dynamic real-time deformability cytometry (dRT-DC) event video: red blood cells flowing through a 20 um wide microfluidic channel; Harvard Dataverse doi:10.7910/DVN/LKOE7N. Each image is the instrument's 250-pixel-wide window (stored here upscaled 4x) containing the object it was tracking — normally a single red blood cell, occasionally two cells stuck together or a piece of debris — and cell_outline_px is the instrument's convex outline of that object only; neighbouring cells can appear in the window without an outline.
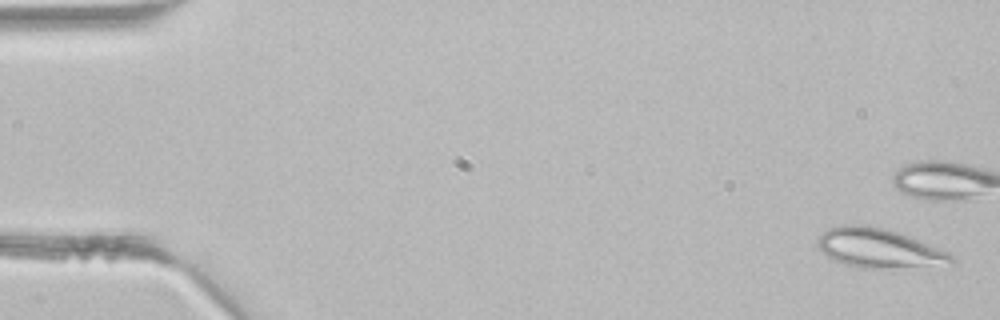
{"species": "common noctule bat (a hibernating species)", "species_latin": "Nyctalus noctula", "temperature_condition": "room temperature", "stored_images_in_passage": 3, "camera_frame_rate_fps": 3000, "um_per_image_px": 0.085, "animal": {"sex": "male", "body_mass_g": 21.5, "forearm_length_mm": 52.0}, "frame": {"image": 1, "passage_image": 1, "time_ms": 0.0, "image_size_px": [1000, 320], "cell_outline_px": [[956, 260], [928, 264], [880, 268], [864, 268], [844, 264], [828, 256], [816, 244], [816, 236], [828, 228], [844, 224], [868, 224], [884, 228], [908, 236], [948, 252]], "centroid_in_image_um": [74.54, 21.04], "position_along_channel_um": 10.5, "area_um2": 29.65}}